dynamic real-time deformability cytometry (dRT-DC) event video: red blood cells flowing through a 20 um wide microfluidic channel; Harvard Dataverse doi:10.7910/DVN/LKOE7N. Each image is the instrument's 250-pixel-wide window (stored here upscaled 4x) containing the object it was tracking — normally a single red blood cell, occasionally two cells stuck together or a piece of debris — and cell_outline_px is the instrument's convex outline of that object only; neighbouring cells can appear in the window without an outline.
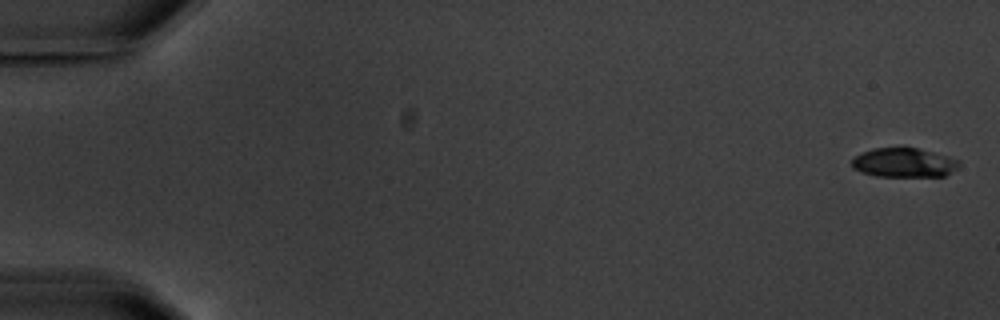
{"species": "common noctule bat (a hibernating species)", "species_latin": "Nyctalus noctula", "temperature_condition": "warm", "stored_images_in_passage": 6, "camera_frame_rate_fps": 3000, "um_per_image_px": 0.085, "animal": {"sex": "male", "body_mass_g": 20.1, "forearm_length_mm": 53.5}, "frame": {"image": 1, "passage_image": 1, "time_ms": 0.0, "image_size_px": [1000, 320], "cell_outline_px": [[960, 164], [956, 168], [944, 176], [876, 176], [860, 172], [852, 168], [852, 160], [860, 152], [872, 148], [900, 144], [948, 156], [960, 160]], "centroid_in_image_um": [76.78, 13.78], "position_along_channel_um": 8.2, "area_um2": 18.84}}
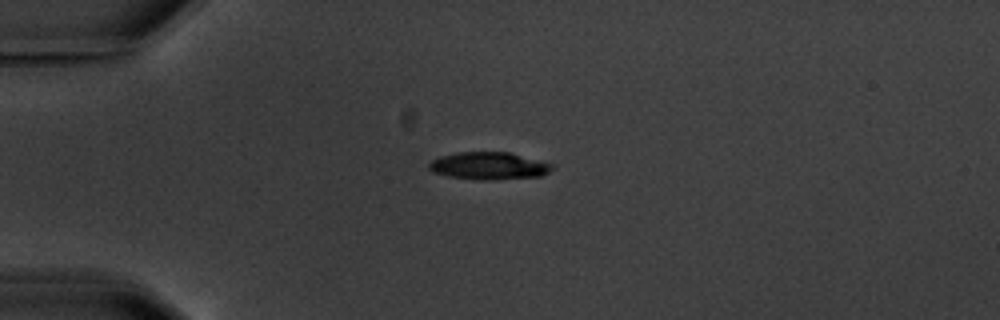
{"frame": {"image": 2, "passage_image": 5, "time_ms": 4.667, "image_size_px": [1000, 320], "cell_outline_px": [[556, 164], [548, 172], [540, 176], [488, 180], [480, 180], [448, 176], [432, 172], [428, 168], [428, 164], [432, 160], [440, 156], [460, 152], [508, 152]], "centroid_in_image_um": [41.55, 14.09], "position_along_channel_um": 43.4, "area_um2": 19.65}}